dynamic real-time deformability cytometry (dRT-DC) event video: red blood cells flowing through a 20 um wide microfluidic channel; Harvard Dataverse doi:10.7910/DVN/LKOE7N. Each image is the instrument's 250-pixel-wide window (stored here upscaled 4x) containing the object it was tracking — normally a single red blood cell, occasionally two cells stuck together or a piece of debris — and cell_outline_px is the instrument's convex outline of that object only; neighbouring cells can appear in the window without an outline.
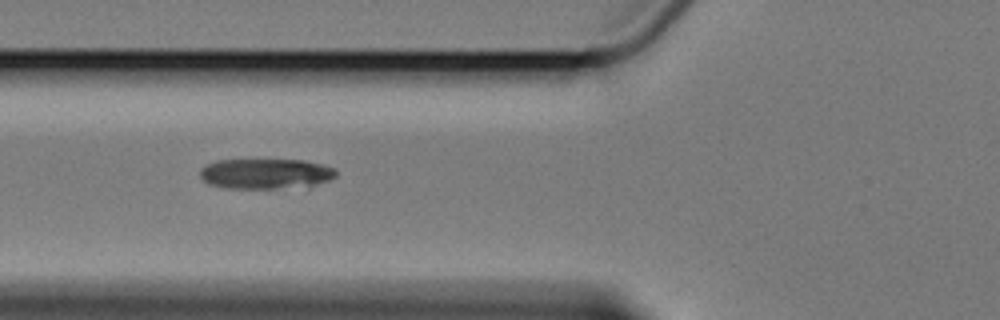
{"species": "Egyptian fruit bat (a non-hibernating species)", "species_latin": "Rousettus aegyptiacus", "temperature_condition": "cold", "stored_images_in_passage": 5, "camera_frame_rate_fps": 3000, "um_per_image_px": 0.085, "animal": {"sex": "female"}, "frame": {"image": 1, "passage_image": 4, "time_ms": 3.333, "image_size_px": [1000, 320], "cell_outline_px": [[336, 176], [328, 180], [308, 188], [224, 188], [208, 184], [200, 176], [200, 168], [216, 160], [304, 160], [336, 168]], "centroid_in_image_um": [22.61, 14.78], "position_along_channel_um": 103.2, "area_um2": 24.28}}